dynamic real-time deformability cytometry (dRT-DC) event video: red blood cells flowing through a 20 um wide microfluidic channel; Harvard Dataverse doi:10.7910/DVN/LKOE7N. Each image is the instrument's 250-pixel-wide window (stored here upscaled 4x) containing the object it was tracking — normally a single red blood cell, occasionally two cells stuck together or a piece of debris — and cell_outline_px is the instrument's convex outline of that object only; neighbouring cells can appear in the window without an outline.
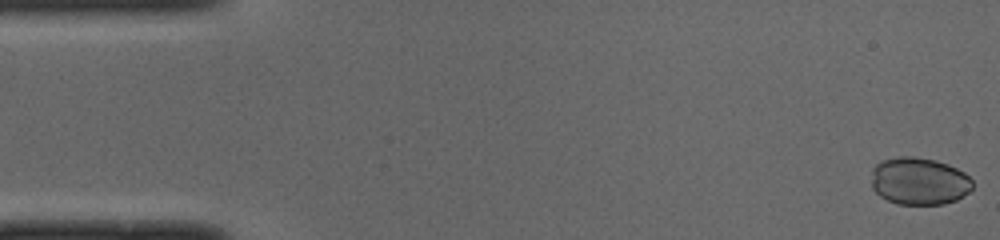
{"species": "common noctule bat (a hibernating species)", "species_latin": "Nyctalus noctula", "temperature_condition": "cold", "stored_images_in_passage": 14, "camera_frame_rate_fps": 3000, "um_per_image_px": 0.085, "animal": {"sex": "male", "body_mass_g": 19.0, "forearm_length_mm": 50.8}, "frame": {"image": 1, "passage_image": 1, "time_ms": 0.0, "image_size_px": [1000, 240], "cell_outline_px": [[972, 188], [968, 192], [956, 200], [944, 204], [896, 204], [880, 196], [872, 188], [872, 168], [880, 160], [900, 156], [912, 156], [936, 160], [948, 164], [964, 172], [972, 180]], "centroid_in_image_um": [78.11, 15.39], "position_along_channel_um": 6.9, "area_um2": 28.09}}
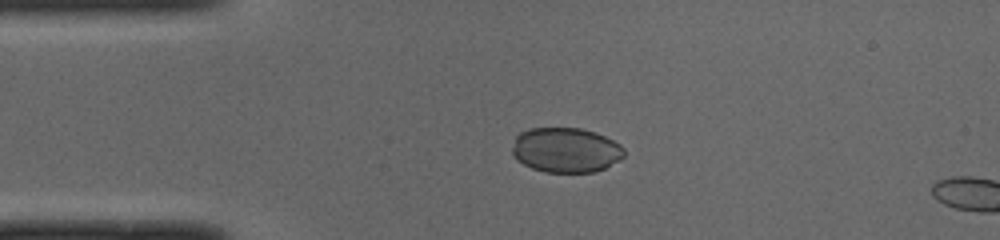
{"frame": {"image": 2, "passage_image": 11, "time_ms": 3.333, "image_size_px": [1000, 240], "cell_outline_px": [[624, 156], [620, 160], [604, 168], [592, 172], [544, 172], [532, 168], [516, 160], [512, 156], [512, 148], [516, 136], [520, 132], [528, 128], [580, 128], [596, 132], [620, 144], [624, 148]], "centroid_in_image_um": [48.07, 12.75], "position_along_channel_um": 36.9, "area_um2": 29.42}}